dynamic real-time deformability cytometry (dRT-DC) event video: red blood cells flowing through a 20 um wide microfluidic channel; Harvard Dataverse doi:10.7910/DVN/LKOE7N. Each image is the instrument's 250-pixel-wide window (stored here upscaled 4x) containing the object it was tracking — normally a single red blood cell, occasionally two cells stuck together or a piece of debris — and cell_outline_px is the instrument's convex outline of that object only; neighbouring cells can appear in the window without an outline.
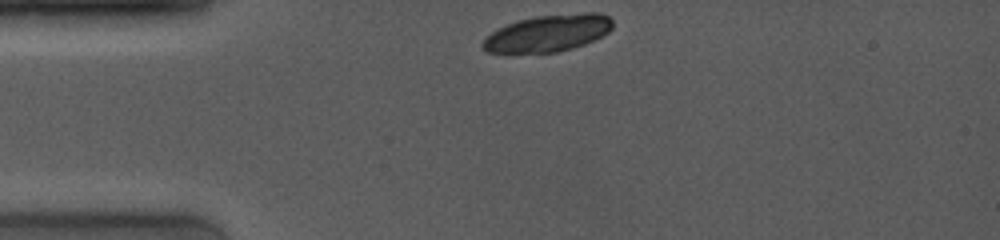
{"species": "common noctule bat (a hibernating species)", "species_latin": "Nyctalus noctula", "temperature_condition": "room temperature", "stored_images_in_passage": 10, "camera_frame_rate_fps": 4000, "um_per_image_px": 0.085, "animal": {"sex": "female", "body_mass_g": 19.0, "forearm_length_mm": 53.3}, "frame": {"image": 1, "passage_image": 1, "time_ms": 0.0, "image_size_px": [1000, 240], "cell_outline_px": [[612, 28], [608, 32], [584, 44], [572, 48], [556, 52], [488, 52], [480, 44], [492, 32], [516, 20], [536, 16], [584, 12], [600, 12], [608, 16], [612, 20]], "centroid_in_image_um": [46.61, 2.8], "position_along_channel_um": 38.4, "area_um2": 27.57}}